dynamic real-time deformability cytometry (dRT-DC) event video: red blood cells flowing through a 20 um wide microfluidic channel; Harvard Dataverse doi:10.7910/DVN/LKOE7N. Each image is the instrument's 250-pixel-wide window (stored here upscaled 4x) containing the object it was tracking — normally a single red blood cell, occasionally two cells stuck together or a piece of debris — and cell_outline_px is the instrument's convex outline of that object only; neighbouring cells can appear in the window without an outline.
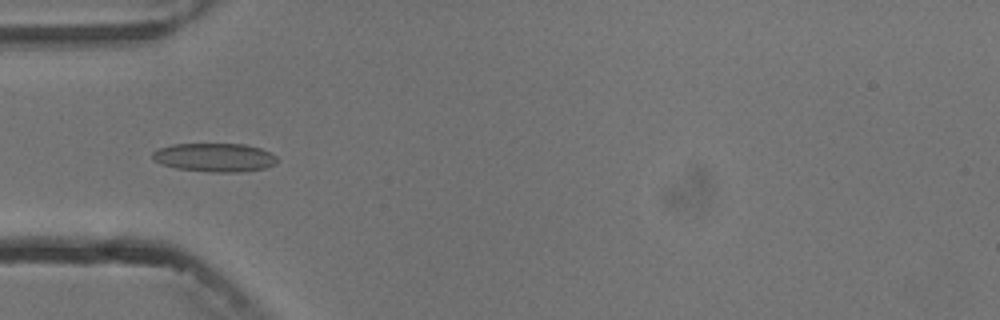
{"species": "common noctule bat (a hibernating species)", "species_latin": "Nyctalus noctula", "temperature_condition": "cold", "stored_images_in_passage": 9, "camera_frame_rate_fps": 3000, "um_per_image_px": 0.085, "animal": {"sex": "male", "body_mass_g": 13.3}, "frame": {"image": 1, "passage_image": 4, "time_ms": 3.667, "image_size_px": [1000, 320], "cell_outline_px": [[276, 164], [264, 168], [240, 172], [212, 172], [176, 168], [160, 164], [152, 160], [152, 152], [160, 148], [172, 144], [244, 144], [260, 148], [276, 156]], "centroid_in_image_um": [18.21, 13.38], "position_along_channel_um": 66.8, "area_um2": 20.75}}
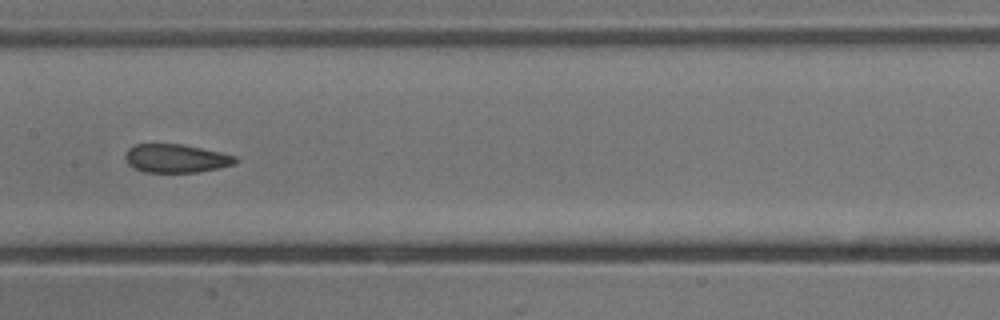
{"frame": {"image": 2, "passage_image": 7, "time_ms": 7.0, "image_size_px": [1000, 320], "cell_outline_px": [[240, 160], [236, 164], [220, 168], [196, 172], [144, 172], [132, 168], [128, 164], [124, 156], [124, 152], [128, 148], [136, 144], [184, 144], [220, 152], [236, 156]], "centroid_in_image_um": [14.96, 13.46], "position_along_channel_um": 192.4, "area_um2": 18.55}}
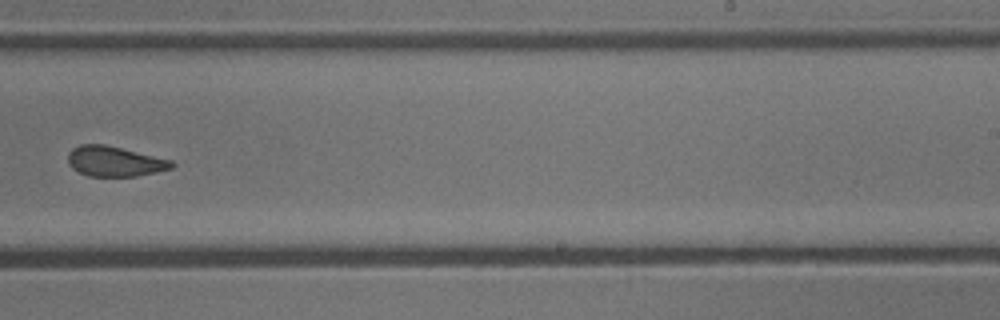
{"frame": {"image": 3, "passage_image": 9, "time_ms": 9.333, "image_size_px": [1000, 320], "cell_outline_px": [[176, 164], [172, 168], [156, 172], [136, 176], [88, 176], [72, 168], [68, 164], [68, 152], [72, 148], [80, 144], [104, 144], [172, 160]], "centroid_in_image_um": [9.73, 13.71], "position_along_channel_um": 279.3, "area_um2": 18.21}}